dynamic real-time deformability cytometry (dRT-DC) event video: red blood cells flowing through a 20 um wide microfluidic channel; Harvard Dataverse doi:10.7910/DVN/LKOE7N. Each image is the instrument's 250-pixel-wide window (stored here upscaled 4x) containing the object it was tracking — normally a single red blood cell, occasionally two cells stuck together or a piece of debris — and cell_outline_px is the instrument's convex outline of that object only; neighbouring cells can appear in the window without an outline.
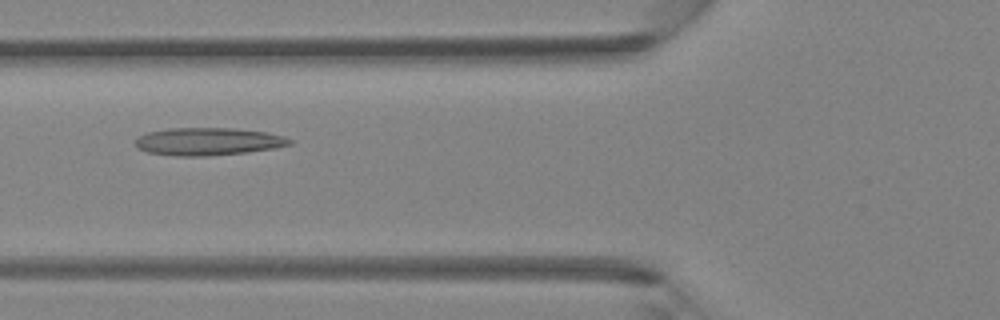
{"species": "Egyptian fruit bat (a non-hibernating species)", "species_latin": "Rousettus aegyptiacus", "temperature_condition": "room temperature", "stored_images_in_passage": 44, "camera_frame_rate_fps": 3000, "um_per_image_px": 0.085, "animal": {"sex": "female"}, "frame": {"image": 1, "passage_image": 17, "time_ms": 5.333, "image_size_px": [1000, 320], "cell_outline_px": [[292, 144], [276, 148], [248, 152], [208, 156], [176, 156], [148, 152], [136, 148], [136, 140], [140, 136], [148, 132], [168, 128], [232, 128], [268, 132], [284, 136], [292, 140]], "centroid_in_image_um": [17.72, 12.03], "position_along_channel_um": 108.1, "area_um2": 24.97}}
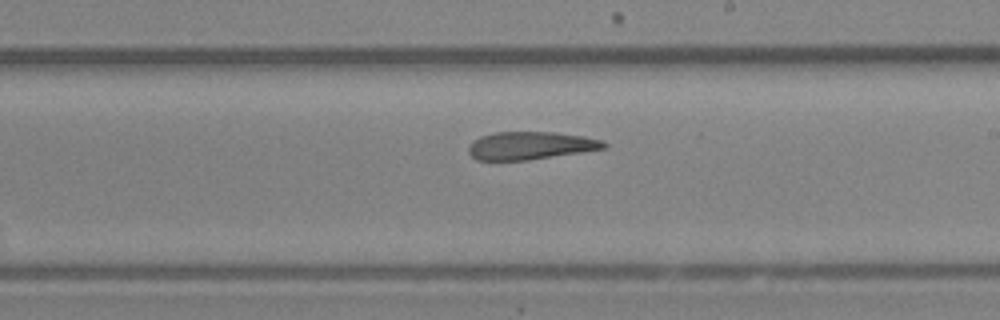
{"frame": {"image": 2, "passage_image": 26, "time_ms": 8.333, "image_size_px": [1000, 320], "cell_outline_px": [[608, 148], [528, 160], [476, 160], [468, 152], [468, 148], [472, 140], [480, 136], [496, 132], [556, 132], [584, 136], [604, 140], [608, 144]], "centroid_in_image_um": [45.11, 12.37], "position_along_channel_um": 243.9, "area_um2": 22.14}}
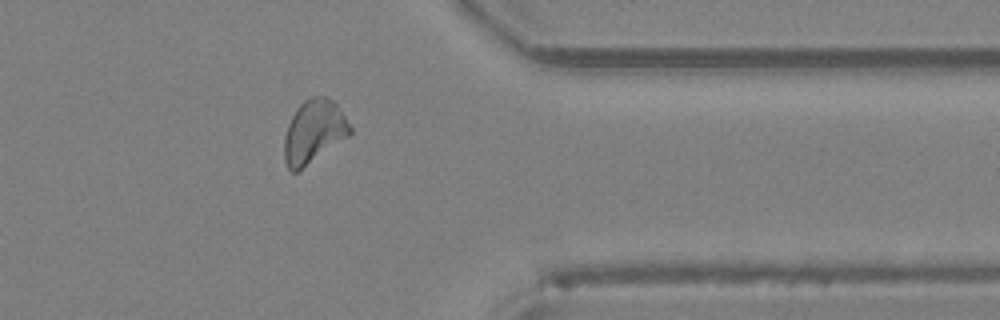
{"frame": {"image": 3, "passage_image": 36, "time_ms": 11.667, "image_size_px": [1000, 320], "cell_outline_px": [[352, 132], [348, 136], [296, 172], [292, 172], [288, 168], [284, 160], [284, 136], [288, 124], [296, 108], [304, 100], [312, 96], [324, 96], [332, 100], [336, 104], [352, 128]], "centroid_in_image_um": [26.65, 11.17], "position_along_channel_um": 384.8, "area_um2": 23.87}}